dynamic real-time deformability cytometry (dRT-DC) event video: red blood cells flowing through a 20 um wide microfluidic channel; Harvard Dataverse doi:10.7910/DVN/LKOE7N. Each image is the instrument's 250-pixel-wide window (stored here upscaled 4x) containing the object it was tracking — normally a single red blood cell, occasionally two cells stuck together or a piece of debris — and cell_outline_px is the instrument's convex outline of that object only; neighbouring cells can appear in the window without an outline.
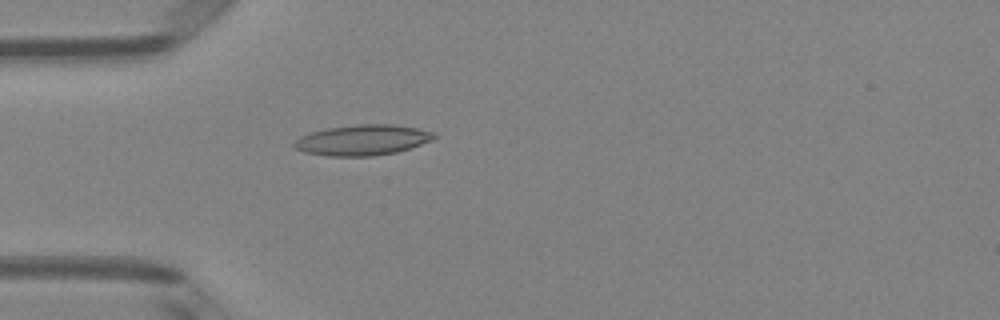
{"species": "Egyptian fruit bat (a non-hibernating species)", "species_latin": "Rousettus aegyptiacus", "temperature_condition": "room temperature", "stored_images_in_passage": 4, "camera_frame_rate_fps": 3000, "um_per_image_px": 0.085, "animal": {"sex": "female"}, "frame": {"image": 1, "passage_image": 4, "time_ms": 1.0, "image_size_px": [1000, 320], "cell_outline_px": [[436, 136], [432, 140], [396, 152], [372, 156], [328, 156], [304, 152], [296, 148], [292, 144], [300, 136], [312, 132], [328, 128], [356, 124], [392, 124], [416, 128], [436, 132]], "centroid_in_image_um": [30.81, 11.9], "position_along_channel_um": 54.2, "area_um2": 24.74}}